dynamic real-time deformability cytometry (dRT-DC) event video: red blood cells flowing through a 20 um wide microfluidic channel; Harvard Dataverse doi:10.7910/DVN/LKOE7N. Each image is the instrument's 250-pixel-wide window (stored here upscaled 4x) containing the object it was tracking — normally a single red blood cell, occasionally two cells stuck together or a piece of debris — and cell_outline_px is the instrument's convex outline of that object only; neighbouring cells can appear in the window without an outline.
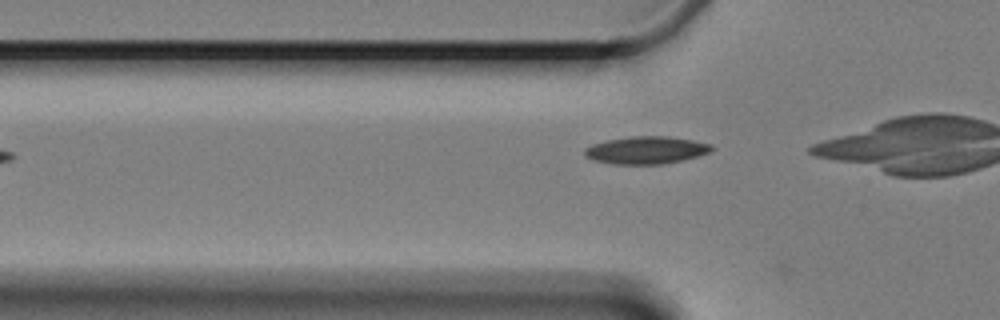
{"species": "Egyptian fruit bat (a non-hibernating species)", "species_latin": "Rousettus aegyptiacus", "temperature_condition": "cold", "stored_images_in_passage": 6, "camera_frame_rate_fps": 3000, "um_per_image_px": 0.085, "animal": {"sex": "female"}, "frame": {"image": 1, "passage_image": 6, "time_ms": 6.667, "image_size_px": [1000, 320], "cell_outline_px": [[716, 148], [712, 152], [680, 160], [660, 164], [612, 164], [596, 160], [584, 156], [584, 148], [592, 144], [608, 140], [632, 136], [668, 136], [692, 140], [712, 144]], "centroid_in_image_um": [54.94, 12.75], "position_along_channel_um": 70.9, "area_um2": 20.29}}